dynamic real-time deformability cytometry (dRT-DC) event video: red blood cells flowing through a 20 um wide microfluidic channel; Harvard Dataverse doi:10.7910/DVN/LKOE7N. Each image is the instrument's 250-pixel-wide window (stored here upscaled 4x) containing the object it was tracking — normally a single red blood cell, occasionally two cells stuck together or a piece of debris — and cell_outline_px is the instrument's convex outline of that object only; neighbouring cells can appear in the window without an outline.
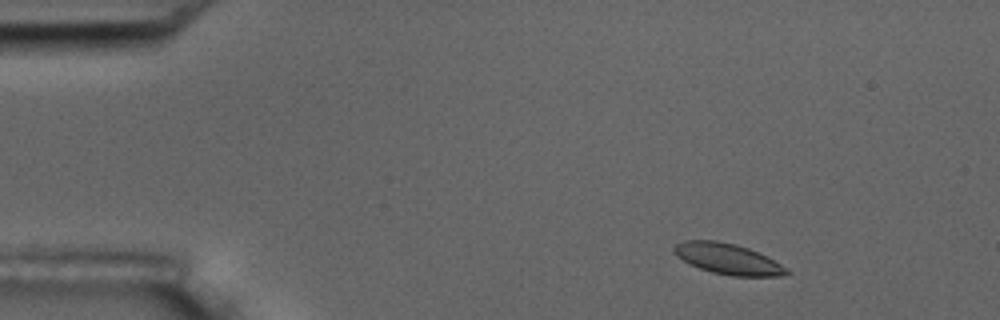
{"species": "common noctule bat (a hibernating species)", "species_latin": "Nyctalus noctula", "temperature_condition": "room temperature", "stored_images_in_passage": 6, "camera_frame_rate_fps": 3000, "um_per_image_px": 0.085, "animal": {"sex": "male", "body_mass_g": 17.5, "forearm_length_mm": 52.3}, "frame": {"image": 1, "passage_image": 2, "time_ms": 1.333, "image_size_px": [1000, 320], "cell_outline_px": [[792, 272], [784, 276], [732, 276], [712, 272], [700, 268], [676, 256], [672, 248], [676, 244], [684, 240], [716, 240], [736, 244], [748, 248], [788, 268]], "centroid_in_image_um": [61.87, 22.0], "position_along_channel_um": 23.1, "area_um2": 20.0}}
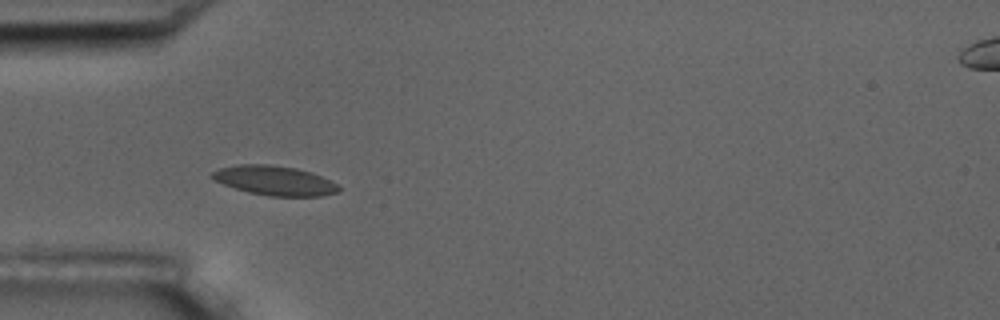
{"frame": {"image": 2, "passage_image": 5, "time_ms": 4.667, "image_size_px": [1000, 320], "cell_outline_px": [[340, 188], [336, 192], [320, 196], [268, 196], [248, 192], [224, 184], [208, 176], [212, 172], [220, 168], [236, 164], [268, 164], [296, 168], [312, 172], [336, 184]], "centroid_in_image_um": [23.3, 15.34], "position_along_channel_um": 61.7, "area_um2": 21.56}}